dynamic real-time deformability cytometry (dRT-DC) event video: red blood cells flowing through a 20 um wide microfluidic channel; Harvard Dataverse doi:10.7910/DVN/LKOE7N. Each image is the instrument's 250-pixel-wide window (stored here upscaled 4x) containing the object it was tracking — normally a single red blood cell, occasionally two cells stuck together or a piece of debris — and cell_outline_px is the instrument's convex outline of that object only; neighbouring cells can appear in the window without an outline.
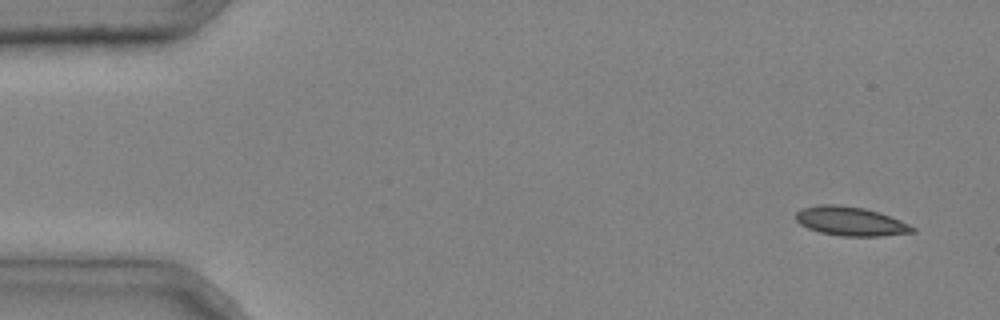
{"species": "common noctule bat (a hibernating species)", "species_latin": "Nyctalus noctula", "temperature_condition": "cold", "stored_images_in_passage": 4, "camera_frame_rate_fps": 3000, "um_per_image_px": 0.085, "animal": {"sex": "male", "body_mass_g": 20.4}, "frame": {"image": 1, "passage_image": 1, "time_ms": 0.0, "image_size_px": [1000, 320], "cell_outline_px": [[916, 232], [884, 236], [840, 236], [820, 232], [808, 228], [800, 224], [796, 220], [796, 212], [804, 208], [820, 204], [836, 204], [864, 208], [900, 220], [916, 228]], "centroid_in_image_um": [72.3, 18.82], "position_along_channel_um": 12.7, "area_um2": 19.59}}
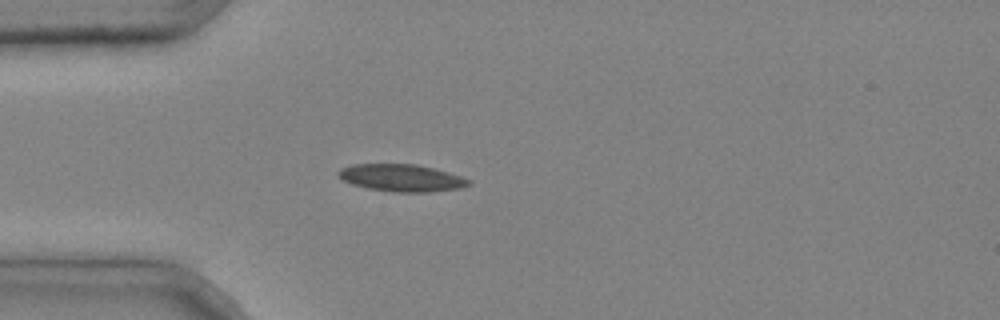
{"frame": {"image": 2, "passage_image": 4, "time_ms": 1.0, "image_size_px": [1000, 320], "cell_outline_px": [[472, 184], [460, 188], [428, 192], [396, 192], [368, 188], [352, 184], [344, 180], [336, 172], [340, 168], [352, 164], [416, 164], [448, 172], [472, 180]], "centroid_in_image_um": [34.14, 15.11], "position_along_channel_um": 50.9, "area_um2": 20.58}}